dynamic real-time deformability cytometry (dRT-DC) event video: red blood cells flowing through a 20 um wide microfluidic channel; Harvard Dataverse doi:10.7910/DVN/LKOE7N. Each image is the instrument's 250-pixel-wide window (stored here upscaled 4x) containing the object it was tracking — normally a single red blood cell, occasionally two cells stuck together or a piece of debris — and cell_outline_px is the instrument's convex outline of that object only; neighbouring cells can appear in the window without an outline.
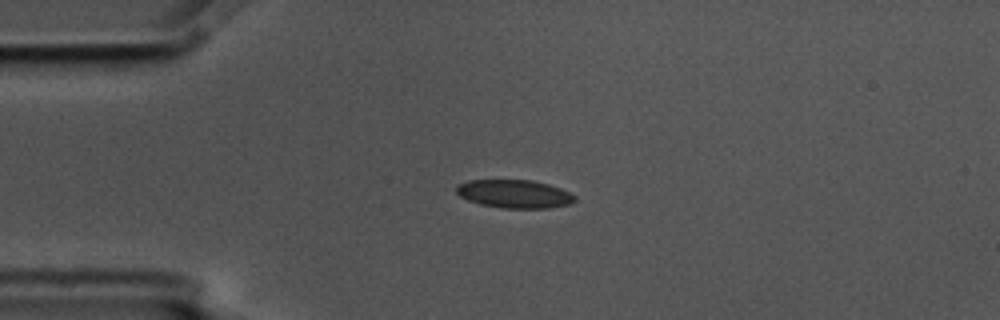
{"species": "common noctule bat (a hibernating species)", "species_latin": "Nyctalus noctula", "temperature_condition": "cold", "stored_images_in_passage": 4, "camera_frame_rate_fps": 3000, "um_per_image_px": 0.085, "animal": {"sex": "male", "body_mass_g": 17.5, "forearm_length_mm": 52.3}, "frame": {"image": 1, "passage_image": 3, "time_ms": 0.667, "image_size_px": [1000, 320], "cell_outline_px": [[576, 200], [568, 204], [548, 208], [504, 208], [480, 204], [468, 200], [460, 196], [456, 192], [456, 188], [460, 184], [468, 180], [532, 180], [548, 184], [560, 188], [576, 196]], "centroid_in_image_um": [43.73, 16.48], "position_along_channel_um": 41.3, "area_um2": 19.36}}